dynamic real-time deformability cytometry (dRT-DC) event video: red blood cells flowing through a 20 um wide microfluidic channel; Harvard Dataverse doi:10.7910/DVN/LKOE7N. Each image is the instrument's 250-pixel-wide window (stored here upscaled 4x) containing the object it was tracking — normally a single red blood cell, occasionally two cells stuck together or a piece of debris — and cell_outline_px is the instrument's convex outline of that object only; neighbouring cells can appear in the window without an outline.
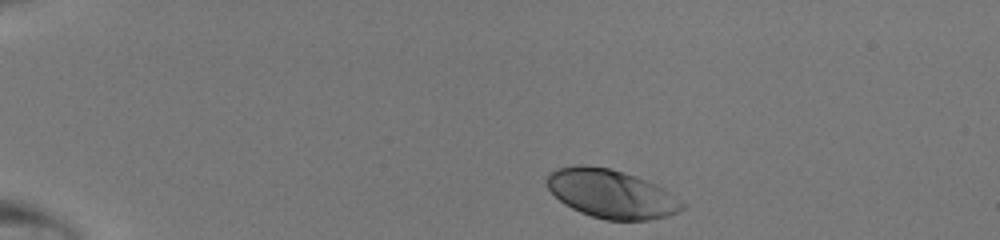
{"species": "human", "species_latin": "Homo sapiens", "temperature_condition": "room temperature", "stored_images_in_passage": 39, "camera_frame_rate_fps": 3000, "um_per_image_px": 0.085, "donor": {"sex": "male"}, "frame": {"image": 1, "passage_image": 1, "time_ms": 0.0, "image_size_px": [1000, 240], "cell_outline_px": [[684, 208], [668, 216], [648, 220], [604, 220], [580, 212], [564, 204], [548, 188], [548, 176], [556, 168], [576, 164], [584, 164], [612, 168], [656, 184], [680, 200], [684, 204]], "centroid_in_image_um": [51.94, 16.47], "position_along_channel_um": 33.1, "area_um2": 38.03}}
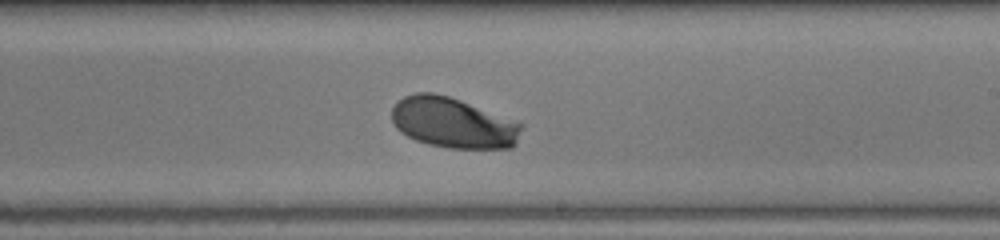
{"frame": {"image": 2, "passage_image": 22, "time_ms": 7.0, "image_size_px": [1000, 240], "cell_outline_px": [[524, 124], [516, 144], [512, 148], [448, 148], [428, 144], [416, 140], [400, 132], [396, 128], [392, 120], [392, 108], [404, 96], [416, 92], [436, 92], [520, 120]], "centroid_in_image_um": [38.57, 10.43], "position_along_channel_um": 250.4, "area_um2": 38.73}}
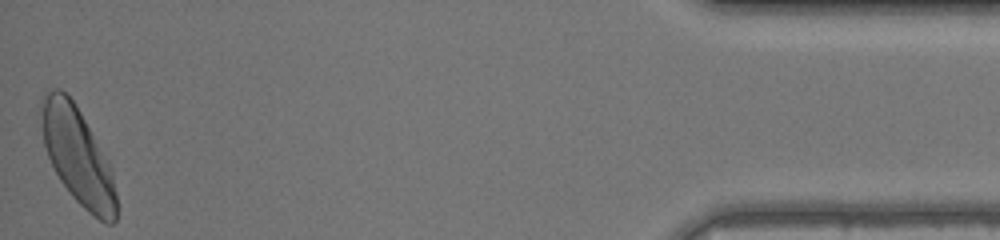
{"frame": {"image": 3, "passage_image": 39, "time_ms": 12.667, "image_size_px": [1000, 240], "cell_outline_px": [[116, 220], [112, 224], [104, 224], [88, 212], [72, 196], [60, 180], [48, 156], [44, 144], [40, 124], [40, 100], [44, 92], [52, 88], [60, 88], [72, 100], [80, 112], [108, 160], [112, 168], [116, 196]], "centroid_in_image_um": [6.58, 13.25], "position_along_channel_um": 428.6, "area_um2": 42.37}}